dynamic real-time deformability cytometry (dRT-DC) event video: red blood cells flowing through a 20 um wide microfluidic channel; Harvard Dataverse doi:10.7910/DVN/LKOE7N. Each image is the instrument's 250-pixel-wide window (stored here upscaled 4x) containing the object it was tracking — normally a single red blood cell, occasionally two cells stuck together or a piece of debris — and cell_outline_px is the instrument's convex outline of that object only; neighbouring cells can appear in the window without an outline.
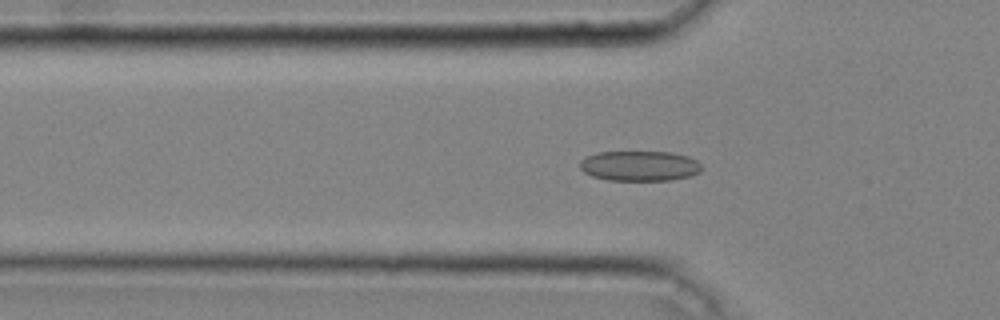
{"species": "common noctule bat (a hibernating species)", "species_latin": "Nyctalus noctula", "temperature_condition": "cold", "stored_images_in_passage": 47, "camera_frame_rate_fps": 3000, "um_per_image_px": 0.085, "animal": {"sex": "male", "body_mass_g": 20.4}, "frame": {"image": 1, "passage_image": 16, "time_ms": 5.0, "image_size_px": [1000, 320], "cell_outline_px": [[700, 172], [692, 176], [672, 180], [608, 180], [592, 176], [584, 172], [580, 168], [580, 160], [596, 152], [672, 152], [688, 156], [696, 160], [700, 164]], "centroid_in_image_um": [54.37, 14.1], "position_along_channel_um": 71.4, "area_um2": 21.44}}
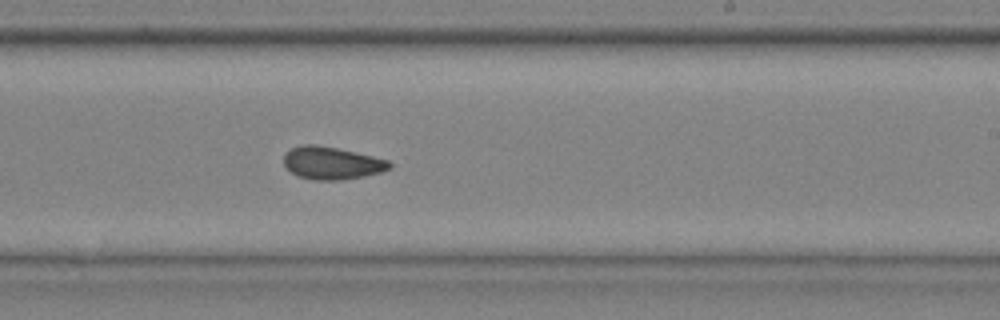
{"frame": {"image": 2, "passage_image": 30, "time_ms": 9.667, "image_size_px": [1000, 320], "cell_outline_px": [[392, 168], [380, 172], [364, 176], [340, 180], [316, 180], [300, 176], [292, 172], [284, 164], [284, 152], [300, 144], [316, 144], [356, 152], [388, 160], [392, 164]], "centroid_in_image_um": [28.2, 13.85], "position_along_channel_um": 260.8, "area_um2": 20.0}}
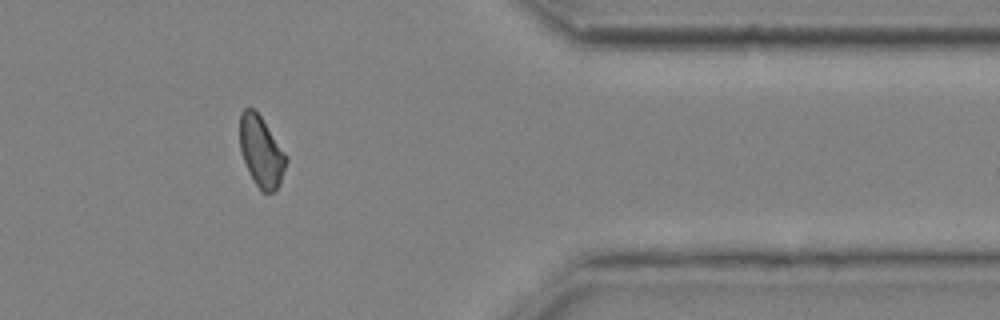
{"frame": {"image": 3, "passage_image": 41, "time_ms": 13.333, "image_size_px": [1000, 320], "cell_outline_px": [[288, 160], [280, 184], [272, 192], [264, 192], [256, 184], [240, 152], [240, 112], [244, 108], [252, 108], [260, 116], [288, 156]], "centroid_in_image_um": [22.22, 12.86], "position_along_channel_um": 389.2, "area_um2": 18.79}, "authors_computed_cell_mechanics": {"area_um2": 20.3456, "velocity_mm_per_s": 4.0552, "shape_relaxation_time_tau1_ms": null, "shape_relaxation_time_tau2_ms": 3.7018, "deformation_change_tau1": null, "deformation_change_tau2": 0.1061}}